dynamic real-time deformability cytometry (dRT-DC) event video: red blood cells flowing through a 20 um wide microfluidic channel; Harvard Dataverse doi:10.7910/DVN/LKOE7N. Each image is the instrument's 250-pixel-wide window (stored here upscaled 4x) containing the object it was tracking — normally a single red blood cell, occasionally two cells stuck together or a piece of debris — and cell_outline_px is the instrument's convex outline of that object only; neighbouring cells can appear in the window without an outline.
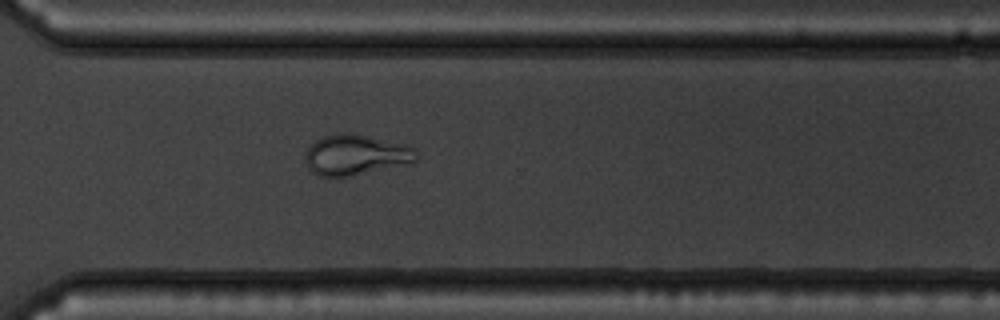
{"species": "common noctule bat (a hibernating species)", "species_latin": "Nyctalus noctula", "temperature_condition": "warm", "stored_images_in_passage": 48, "camera_frame_rate_fps": 3000, "um_per_image_px": 0.085, "animal": {"sex": "male", "body_mass_g": 19.5, "forearm_length_mm": 54.6}, "frame": {"image": 1, "passage_image": 34, "time_ms": 11.0, "image_size_px": [1000, 320], "cell_outline_px": [[416, 160], [412, 164], [352, 176], [320, 176], [312, 172], [308, 168], [304, 160], [304, 156], [308, 148], [316, 140], [324, 136], [340, 132], [352, 132], [408, 144], [416, 148]], "centroid_in_image_um": [30.28, 13.16], "position_along_channel_um": 340.3, "area_um2": 26.88}}
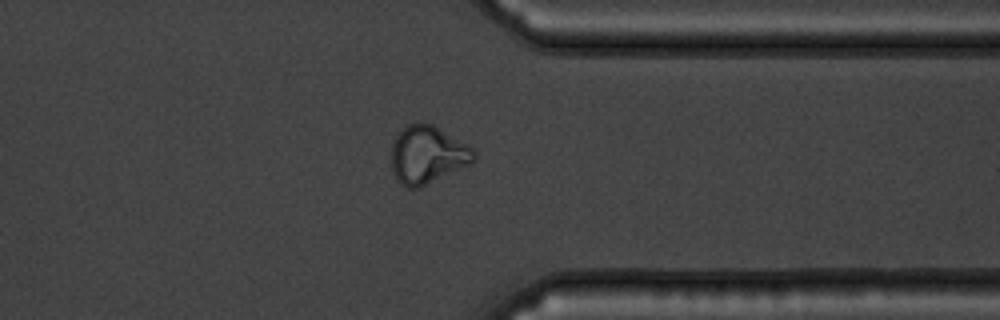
{"frame": {"image": 2, "passage_image": 37, "time_ms": 12.0, "image_size_px": [1000, 320], "cell_outline_px": [[476, 156], [472, 164], [420, 188], [408, 188], [400, 184], [392, 168], [392, 144], [396, 136], [408, 124], [432, 124], [472, 148], [476, 152]], "centroid_in_image_um": [36.35, 13.2], "position_along_channel_um": 375.0, "area_um2": 27.51}}
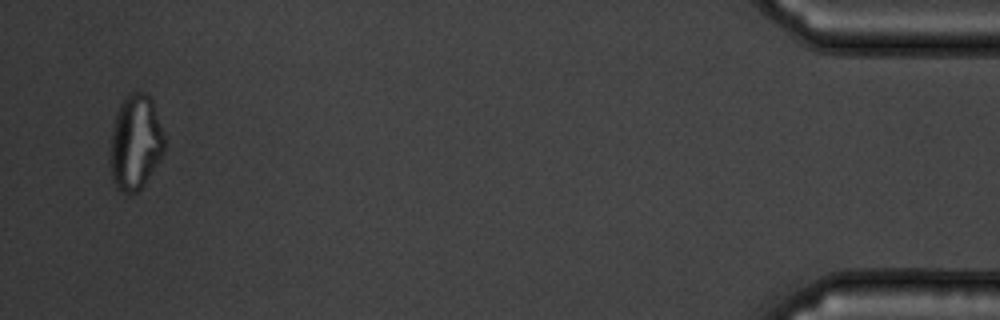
{"frame": {"image": 3, "passage_image": 47, "time_ms": 15.333, "image_size_px": [1000, 320], "cell_outline_px": [[164, 152], [140, 188], [136, 192], [120, 192], [116, 188], [112, 180], [108, 160], [112, 128], [116, 112], [120, 104], [132, 92], [144, 92], [152, 96], [164, 136]], "centroid_in_image_um": [11.48, 12.09], "position_along_channel_um": 423.7, "area_um2": 30.17}}